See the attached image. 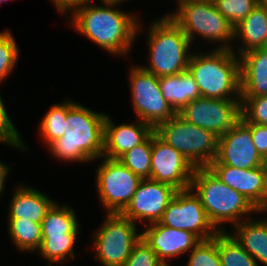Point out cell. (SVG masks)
<instances>
[{
    "mask_svg": "<svg viewBox=\"0 0 267 266\" xmlns=\"http://www.w3.org/2000/svg\"><path fill=\"white\" fill-rule=\"evenodd\" d=\"M9 205L8 220H31L41 223L56 203L46 194L33 187L18 186Z\"/></svg>",
    "mask_w": 267,
    "mask_h": 266,
    "instance_id": "ffe728a7",
    "label": "cell"
},
{
    "mask_svg": "<svg viewBox=\"0 0 267 266\" xmlns=\"http://www.w3.org/2000/svg\"><path fill=\"white\" fill-rule=\"evenodd\" d=\"M77 236H42L40 248L37 250L41 256L53 263H63L68 257L75 258L73 250Z\"/></svg>",
    "mask_w": 267,
    "mask_h": 266,
    "instance_id": "4316f807",
    "label": "cell"
},
{
    "mask_svg": "<svg viewBox=\"0 0 267 266\" xmlns=\"http://www.w3.org/2000/svg\"><path fill=\"white\" fill-rule=\"evenodd\" d=\"M8 231L17 249L37 251L42 242L41 223L31 220H8Z\"/></svg>",
    "mask_w": 267,
    "mask_h": 266,
    "instance_id": "d4e9b609",
    "label": "cell"
},
{
    "mask_svg": "<svg viewBox=\"0 0 267 266\" xmlns=\"http://www.w3.org/2000/svg\"><path fill=\"white\" fill-rule=\"evenodd\" d=\"M6 1H8V0H0V4L1 3H5ZM10 1V0H9Z\"/></svg>",
    "mask_w": 267,
    "mask_h": 266,
    "instance_id": "60d3db41",
    "label": "cell"
},
{
    "mask_svg": "<svg viewBox=\"0 0 267 266\" xmlns=\"http://www.w3.org/2000/svg\"><path fill=\"white\" fill-rule=\"evenodd\" d=\"M152 135L142 144L124 153L117 160L141 179H150Z\"/></svg>",
    "mask_w": 267,
    "mask_h": 266,
    "instance_id": "83f0119b",
    "label": "cell"
},
{
    "mask_svg": "<svg viewBox=\"0 0 267 266\" xmlns=\"http://www.w3.org/2000/svg\"><path fill=\"white\" fill-rule=\"evenodd\" d=\"M148 41L150 61L149 67L141 66L144 70L159 78L187 70L191 42L168 15L152 22Z\"/></svg>",
    "mask_w": 267,
    "mask_h": 266,
    "instance_id": "5b68a950",
    "label": "cell"
},
{
    "mask_svg": "<svg viewBox=\"0 0 267 266\" xmlns=\"http://www.w3.org/2000/svg\"><path fill=\"white\" fill-rule=\"evenodd\" d=\"M248 220L237 223L230 235L256 261L267 266V218Z\"/></svg>",
    "mask_w": 267,
    "mask_h": 266,
    "instance_id": "44dd1931",
    "label": "cell"
},
{
    "mask_svg": "<svg viewBox=\"0 0 267 266\" xmlns=\"http://www.w3.org/2000/svg\"><path fill=\"white\" fill-rule=\"evenodd\" d=\"M42 236H77L79 224L74 210L54 204L41 222Z\"/></svg>",
    "mask_w": 267,
    "mask_h": 266,
    "instance_id": "cb8c5ba5",
    "label": "cell"
},
{
    "mask_svg": "<svg viewBox=\"0 0 267 266\" xmlns=\"http://www.w3.org/2000/svg\"><path fill=\"white\" fill-rule=\"evenodd\" d=\"M190 188L200 198L210 223L218 232H226L220 228L226 222L235 226L243 215L260 213L244 195L220 181L208 167L194 169Z\"/></svg>",
    "mask_w": 267,
    "mask_h": 266,
    "instance_id": "277c9868",
    "label": "cell"
},
{
    "mask_svg": "<svg viewBox=\"0 0 267 266\" xmlns=\"http://www.w3.org/2000/svg\"><path fill=\"white\" fill-rule=\"evenodd\" d=\"M105 113L67 100L64 134L48 147L58 159L88 162L103 157Z\"/></svg>",
    "mask_w": 267,
    "mask_h": 266,
    "instance_id": "7a4b0ae2",
    "label": "cell"
},
{
    "mask_svg": "<svg viewBox=\"0 0 267 266\" xmlns=\"http://www.w3.org/2000/svg\"><path fill=\"white\" fill-rule=\"evenodd\" d=\"M67 117V100L62 104H54L44 115L40 123V136L49 146L56 139L61 138L65 132L64 126Z\"/></svg>",
    "mask_w": 267,
    "mask_h": 266,
    "instance_id": "f1b7e54d",
    "label": "cell"
},
{
    "mask_svg": "<svg viewBox=\"0 0 267 266\" xmlns=\"http://www.w3.org/2000/svg\"><path fill=\"white\" fill-rule=\"evenodd\" d=\"M130 82L132 104L140 121L155 129L160 123L167 122L176 114L163 97L159 77L141 66H133L130 70Z\"/></svg>",
    "mask_w": 267,
    "mask_h": 266,
    "instance_id": "9c48e42d",
    "label": "cell"
},
{
    "mask_svg": "<svg viewBox=\"0 0 267 266\" xmlns=\"http://www.w3.org/2000/svg\"><path fill=\"white\" fill-rule=\"evenodd\" d=\"M178 190L172 185L151 179H142L126 208L120 213L145 225L159 222L169 202Z\"/></svg>",
    "mask_w": 267,
    "mask_h": 266,
    "instance_id": "9a60e30c",
    "label": "cell"
},
{
    "mask_svg": "<svg viewBox=\"0 0 267 266\" xmlns=\"http://www.w3.org/2000/svg\"><path fill=\"white\" fill-rule=\"evenodd\" d=\"M159 223L177 230L191 231L201 240L212 239L219 233L191 188L175 193Z\"/></svg>",
    "mask_w": 267,
    "mask_h": 266,
    "instance_id": "7c38bea8",
    "label": "cell"
},
{
    "mask_svg": "<svg viewBox=\"0 0 267 266\" xmlns=\"http://www.w3.org/2000/svg\"><path fill=\"white\" fill-rule=\"evenodd\" d=\"M177 114L188 123L220 137L240 120L241 99H211L201 96L190 101Z\"/></svg>",
    "mask_w": 267,
    "mask_h": 266,
    "instance_id": "8fae6325",
    "label": "cell"
},
{
    "mask_svg": "<svg viewBox=\"0 0 267 266\" xmlns=\"http://www.w3.org/2000/svg\"><path fill=\"white\" fill-rule=\"evenodd\" d=\"M241 118L246 123L267 125V95L241 97Z\"/></svg>",
    "mask_w": 267,
    "mask_h": 266,
    "instance_id": "d6a6232c",
    "label": "cell"
},
{
    "mask_svg": "<svg viewBox=\"0 0 267 266\" xmlns=\"http://www.w3.org/2000/svg\"><path fill=\"white\" fill-rule=\"evenodd\" d=\"M164 99L178 113L190 101L201 97L199 87L189 70L159 78Z\"/></svg>",
    "mask_w": 267,
    "mask_h": 266,
    "instance_id": "7402d4cb",
    "label": "cell"
},
{
    "mask_svg": "<svg viewBox=\"0 0 267 266\" xmlns=\"http://www.w3.org/2000/svg\"><path fill=\"white\" fill-rule=\"evenodd\" d=\"M186 266H222L217 248V234L199 242L190 252Z\"/></svg>",
    "mask_w": 267,
    "mask_h": 266,
    "instance_id": "f546056e",
    "label": "cell"
},
{
    "mask_svg": "<svg viewBox=\"0 0 267 266\" xmlns=\"http://www.w3.org/2000/svg\"><path fill=\"white\" fill-rule=\"evenodd\" d=\"M259 2L267 10V0H259Z\"/></svg>",
    "mask_w": 267,
    "mask_h": 266,
    "instance_id": "ab89813d",
    "label": "cell"
},
{
    "mask_svg": "<svg viewBox=\"0 0 267 266\" xmlns=\"http://www.w3.org/2000/svg\"><path fill=\"white\" fill-rule=\"evenodd\" d=\"M217 248L222 266H259L227 231L217 234Z\"/></svg>",
    "mask_w": 267,
    "mask_h": 266,
    "instance_id": "484cf974",
    "label": "cell"
},
{
    "mask_svg": "<svg viewBox=\"0 0 267 266\" xmlns=\"http://www.w3.org/2000/svg\"><path fill=\"white\" fill-rule=\"evenodd\" d=\"M241 97L267 95V48H256L239 56Z\"/></svg>",
    "mask_w": 267,
    "mask_h": 266,
    "instance_id": "d6986e66",
    "label": "cell"
},
{
    "mask_svg": "<svg viewBox=\"0 0 267 266\" xmlns=\"http://www.w3.org/2000/svg\"><path fill=\"white\" fill-rule=\"evenodd\" d=\"M243 41L239 56L256 48H267V10L258 4L249 15L234 27V39Z\"/></svg>",
    "mask_w": 267,
    "mask_h": 266,
    "instance_id": "603a6c76",
    "label": "cell"
},
{
    "mask_svg": "<svg viewBox=\"0 0 267 266\" xmlns=\"http://www.w3.org/2000/svg\"><path fill=\"white\" fill-rule=\"evenodd\" d=\"M88 1L90 0H52L60 13H65L70 10L73 11L76 7L83 5Z\"/></svg>",
    "mask_w": 267,
    "mask_h": 266,
    "instance_id": "8d00e7d4",
    "label": "cell"
},
{
    "mask_svg": "<svg viewBox=\"0 0 267 266\" xmlns=\"http://www.w3.org/2000/svg\"><path fill=\"white\" fill-rule=\"evenodd\" d=\"M97 168L96 185L107 213L120 214L132 199L142 180L117 159L103 157Z\"/></svg>",
    "mask_w": 267,
    "mask_h": 266,
    "instance_id": "30bf717a",
    "label": "cell"
},
{
    "mask_svg": "<svg viewBox=\"0 0 267 266\" xmlns=\"http://www.w3.org/2000/svg\"><path fill=\"white\" fill-rule=\"evenodd\" d=\"M141 234L143 240L153 249L164 265H168V258L189 252L202 241L191 231L177 230L159 222L146 225Z\"/></svg>",
    "mask_w": 267,
    "mask_h": 266,
    "instance_id": "e0dca14e",
    "label": "cell"
},
{
    "mask_svg": "<svg viewBox=\"0 0 267 266\" xmlns=\"http://www.w3.org/2000/svg\"><path fill=\"white\" fill-rule=\"evenodd\" d=\"M123 266H164L153 249L141 238Z\"/></svg>",
    "mask_w": 267,
    "mask_h": 266,
    "instance_id": "836d02e7",
    "label": "cell"
},
{
    "mask_svg": "<svg viewBox=\"0 0 267 266\" xmlns=\"http://www.w3.org/2000/svg\"><path fill=\"white\" fill-rule=\"evenodd\" d=\"M183 1H186V0H178L177 2H178V4H179V3L183 2Z\"/></svg>",
    "mask_w": 267,
    "mask_h": 266,
    "instance_id": "b9f144b4",
    "label": "cell"
},
{
    "mask_svg": "<svg viewBox=\"0 0 267 266\" xmlns=\"http://www.w3.org/2000/svg\"><path fill=\"white\" fill-rule=\"evenodd\" d=\"M251 134L258 153L267 161V125L251 124Z\"/></svg>",
    "mask_w": 267,
    "mask_h": 266,
    "instance_id": "d590c367",
    "label": "cell"
},
{
    "mask_svg": "<svg viewBox=\"0 0 267 266\" xmlns=\"http://www.w3.org/2000/svg\"><path fill=\"white\" fill-rule=\"evenodd\" d=\"M154 132L182 153L195 168L208 167L216 159L218 136L188 123L177 113L167 122L160 123Z\"/></svg>",
    "mask_w": 267,
    "mask_h": 266,
    "instance_id": "52a82bcc",
    "label": "cell"
},
{
    "mask_svg": "<svg viewBox=\"0 0 267 266\" xmlns=\"http://www.w3.org/2000/svg\"><path fill=\"white\" fill-rule=\"evenodd\" d=\"M194 169L182 153L155 132L152 134L151 180L172 185L177 190H186L191 186Z\"/></svg>",
    "mask_w": 267,
    "mask_h": 266,
    "instance_id": "5bb4252c",
    "label": "cell"
},
{
    "mask_svg": "<svg viewBox=\"0 0 267 266\" xmlns=\"http://www.w3.org/2000/svg\"><path fill=\"white\" fill-rule=\"evenodd\" d=\"M105 220L93 239L95 257L103 266H123L142 234L137 223L121 214L106 213Z\"/></svg>",
    "mask_w": 267,
    "mask_h": 266,
    "instance_id": "ba28073f",
    "label": "cell"
},
{
    "mask_svg": "<svg viewBox=\"0 0 267 266\" xmlns=\"http://www.w3.org/2000/svg\"><path fill=\"white\" fill-rule=\"evenodd\" d=\"M218 11L235 27L260 4L259 0H213Z\"/></svg>",
    "mask_w": 267,
    "mask_h": 266,
    "instance_id": "4dcf8cb0",
    "label": "cell"
},
{
    "mask_svg": "<svg viewBox=\"0 0 267 266\" xmlns=\"http://www.w3.org/2000/svg\"><path fill=\"white\" fill-rule=\"evenodd\" d=\"M168 16L183 30L190 42L195 34L212 42H223L217 49H232L234 26L218 11L213 0H186ZM229 44V45H228Z\"/></svg>",
    "mask_w": 267,
    "mask_h": 266,
    "instance_id": "8992f818",
    "label": "cell"
},
{
    "mask_svg": "<svg viewBox=\"0 0 267 266\" xmlns=\"http://www.w3.org/2000/svg\"><path fill=\"white\" fill-rule=\"evenodd\" d=\"M154 128L143 121L137 123L115 125L108 115L104 126L103 157L118 159L135 146L144 143L152 134Z\"/></svg>",
    "mask_w": 267,
    "mask_h": 266,
    "instance_id": "ac0fdd59",
    "label": "cell"
},
{
    "mask_svg": "<svg viewBox=\"0 0 267 266\" xmlns=\"http://www.w3.org/2000/svg\"><path fill=\"white\" fill-rule=\"evenodd\" d=\"M19 49L13 35L5 30L0 32V82L16 67Z\"/></svg>",
    "mask_w": 267,
    "mask_h": 266,
    "instance_id": "1f68e13d",
    "label": "cell"
},
{
    "mask_svg": "<svg viewBox=\"0 0 267 266\" xmlns=\"http://www.w3.org/2000/svg\"><path fill=\"white\" fill-rule=\"evenodd\" d=\"M190 53L187 69L202 97L241 99L240 58L233 49H215L210 54Z\"/></svg>",
    "mask_w": 267,
    "mask_h": 266,
    "instance_id": "3957f363",
    "label": "cell"
},
{
    "mask_svg": "<svg viewBox=\"0 0 267 266\" xmlns=\"http://www.w3.org/2000/svg\"><path fill=\"white\" fill-rule=\"evenodd\" d=\"M265 163L253 143L251 123L240 118L228 132L218 137L216 159L210 164L252 169L262 167Z\"/></svg>",
    "mask_w": 267,
    "mask_h": 266,
    "instance_id": "4fadbf2b",
    "label": "cell"
},
{
    "mask_svg": "<svg viewBox=\"0 0 267 266\" xmlns=\"http://www.w3.org/2000/svg\"><path fill=\"white\" fill-rule=\"evenodd\" d=\"M0 142L15 147L16 149H25L23 141L20 138V134L13 125L6 106L0 95ZM25 147V148H24Z\"/></svg>",
    "mask_w": 267,
    "mask_h": 266,
    "instance_id": "e575fe53",
    "label": "cell"
},
{
    "mask_svg": "<svg viewBox=\"0 0 267 266\" xmlns=\"http://www.w3.org/2000/svg\"><path fill=\"white\" fill-rule=\"evenodd\" d=\"M11 168L2 161H0V195H2V192L4 191V185H5V180L7 178V175H9V170Z\"/></svg>",
    "mask_w": 267,
    "mask_h": 266,
    "instance_id": "74e56055",
    "label": "cell"
},
{
    "mask_svg": "<svg viewBox=\"0 0 267 266\" xmlns=\"http://www.w3.org/2000/svg\"><path fill=\"white\" fill-rule=\"evenodd\" d=\"M101 1H103L102 3L108 2V3H118V4H120L121 2H123L125 0H101Z\"/></svg>",
    "mask_w": 267,
    "mask_h": 266,
    "instance_id": "f35d334b",
    "label": "cell"
},
{
    "mask_svg": "<svg viewBox=\"0 0 267 266\" xmlns=\"http://www.w3.org/2000/svg\"><path fill=\"white\" fill-rule=\"evenodd\" d=\"M208 168L228 187L244 195L260 212L267 211V167L233 168L209 164Z\"/></svg>",
    "mask_w": 267,
    "mask_h": 266,
    "instance_id": "2e32d148",
    "label": "cell"
},
{
    "mask_svg": "<svg viewBox=\"0 0 267 266\" xmlns=\"http://www.w3.org/2000/svg\"><path fill=\"white\" fill-rule=\"evenodd\" d=\"M92 2L90 0L72 11L70 26L110 54H128L141 28L136 16L113 9L118 3L92 6Z\"/></svg>",
    "mask_w": 267,
    "mask_h": 266,
    "instance_id": "6da1fadb",
    "label": "cell"
}]
</instances>
